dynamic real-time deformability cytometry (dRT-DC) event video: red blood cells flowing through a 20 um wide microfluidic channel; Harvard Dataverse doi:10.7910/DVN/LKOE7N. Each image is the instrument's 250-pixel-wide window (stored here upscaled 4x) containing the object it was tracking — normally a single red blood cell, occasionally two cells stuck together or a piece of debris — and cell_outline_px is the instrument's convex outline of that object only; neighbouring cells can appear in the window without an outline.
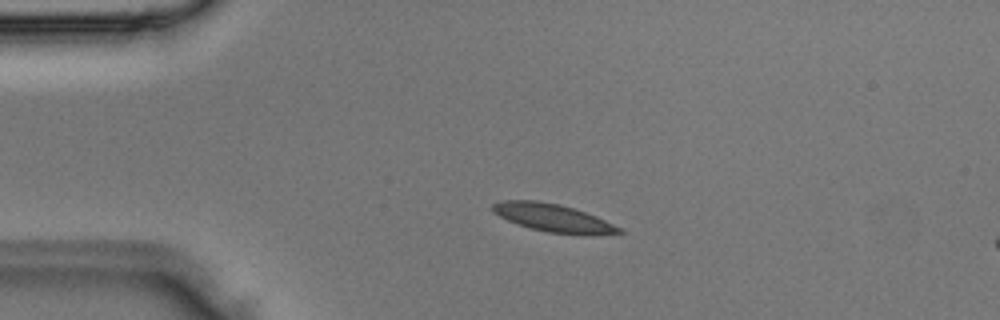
{"species": "Egyptian fruit bat (a non-hibernating species)", "species_latin": "Rousettus aegyptiacus", "temperature_condition": "room temperature", "stored_images_in_passage": 2, "camera_frame_rate_fps": 3000, "um_per_image_px": 0.085, "animal": {"sex": "male"}, "frame": {"image": 1, "passage_image": 1, "time_ms": 0.0, "image_size_px": [1000, 320], "cell_outline_px": [[624, 232], [588, 236], [584, 236], [548, 232], [532, 228], [508, 220], [492, 212], [492, 204], [504, 200], [536, 200], [560, 204], [596, 216], [620, 228]], "centroid_in_image_um": [47.02, 18.53], "position_along_channel_um": 38.0, "area_um2": 20.4}}
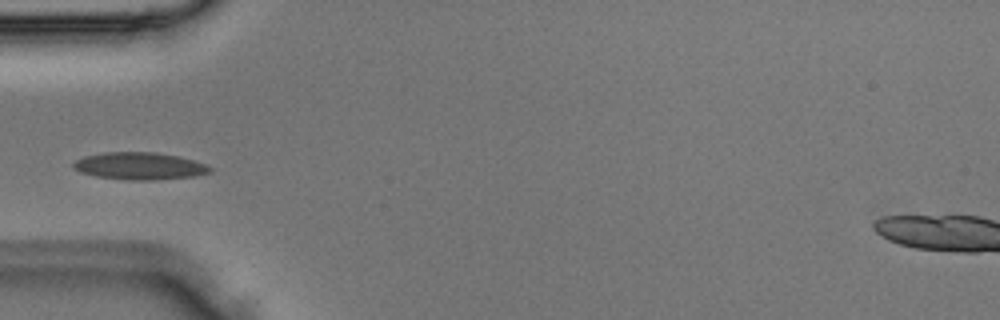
{"frame": {"image": 2, "passage_image": 2, "time_ms": 0.333, "image_size_px": [1000, 320], "cell_outline_px": [[212, 172], [196, 176], [156, 180], [128, 180], [96, 176], [80, 172], [72, 168], [72, 164], [76, 160], [84, 156], [104, 152], [156, 152], [180, 156], [208, 164], [212, 168]], "centroid_in_image_um": [11.9, 14.11], "position_along_channel_um": 73.1, "area_um2": 22.02}}